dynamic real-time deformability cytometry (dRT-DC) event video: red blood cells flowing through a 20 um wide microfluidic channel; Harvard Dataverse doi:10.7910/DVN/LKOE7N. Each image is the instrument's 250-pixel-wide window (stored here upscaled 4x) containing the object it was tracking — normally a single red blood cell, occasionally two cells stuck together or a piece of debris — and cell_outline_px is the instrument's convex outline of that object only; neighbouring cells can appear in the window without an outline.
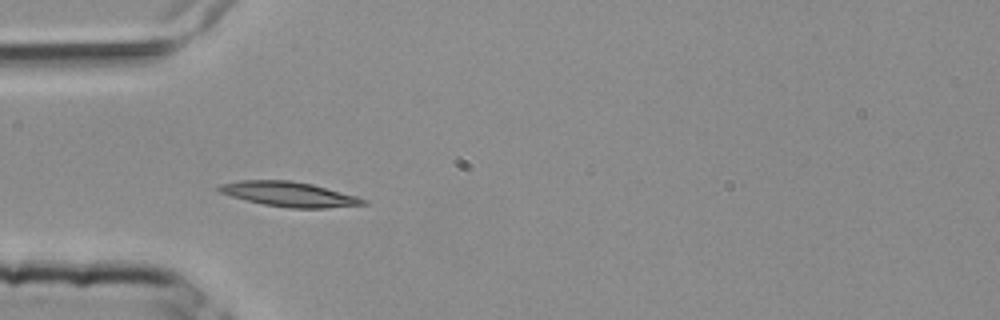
{"species": "common noctule bat (a hibernating species)", "species_latin": "Nyctalus noctula", "temperature_condition": "room temperature", "stored_images_in_passage": 5, "camera_frame_rate_fps": 3000, "um_per_image_px": 0.085, "animal": {"sex": "female", "body_mass_g": 25.1}, "frame": {"image": 1, "passage_image": 3, "time_ms": 0.667, "image_size_px": [1000, 320], "cell_outline_px": [[368, 204], [324, 208], [288, 208], [264, 204], [244, 200], [220, 192], [216, 188], [220, 184], [240, 180], [292, 180], [312, 184], [356, 196], [368, 200]], "centroid_in_image_um": [24.57, 16.5], "position_along_channel_um": 60.4, "area_um2": 20.81}}
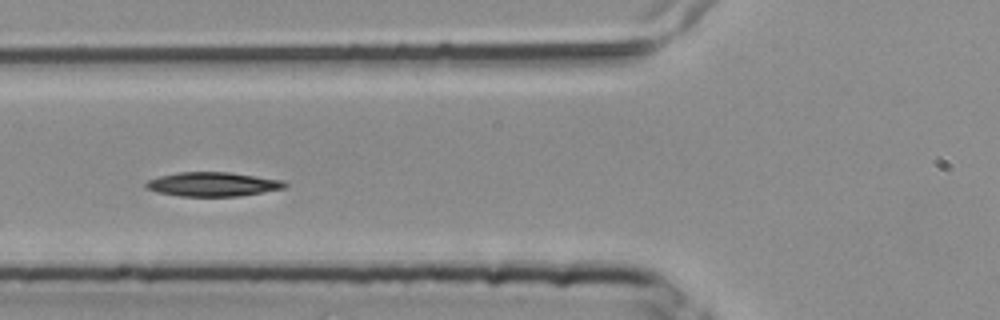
{"frame": {"image": 2, "passage_image": 4, "time_ms": 1.0, "image_size_px": [1000, 320], "cell_outline_px": [[288, 184], [284, 188], [240, 196], [180, 196], [156, 192], [148, 188], [144, 184], [148, 180], [160, 176], [180, 172], [232, 172], [284, 180]], "centroid_in_image_um": [18.11, 15.65], "position_along_channel_um": 107.7, "area_um2": 19.54}}
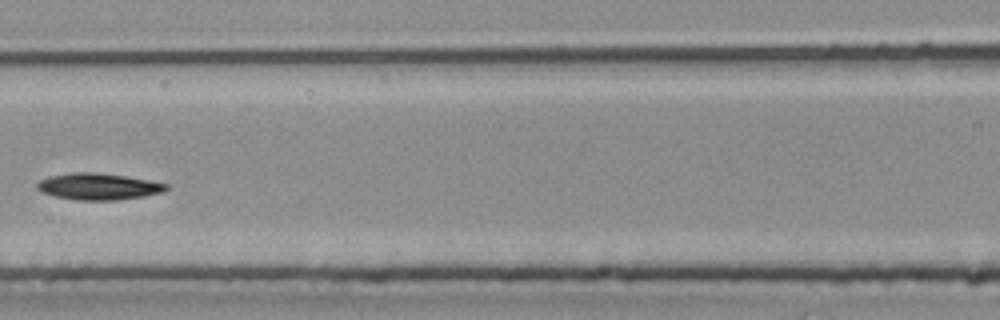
{"frame": {"image": 3, "passage_image": 5, "time_ms": 1.333, "image_size_px": [1000, 320], "cell_outline_px": [[168, 188], [164, 192], [144, 196], [116, 200], [76, 200], [56, 196], [44, 192], [36, 188], [36, 184], [40, 180], [48, 176], [72, 172], [92, 172], [124, 176], [148, 180], [168, 184]], "centroid_in_image_um": [8.36, 15.85], "position_along_channel_um": 158.2, "area_um2": 19.83}}